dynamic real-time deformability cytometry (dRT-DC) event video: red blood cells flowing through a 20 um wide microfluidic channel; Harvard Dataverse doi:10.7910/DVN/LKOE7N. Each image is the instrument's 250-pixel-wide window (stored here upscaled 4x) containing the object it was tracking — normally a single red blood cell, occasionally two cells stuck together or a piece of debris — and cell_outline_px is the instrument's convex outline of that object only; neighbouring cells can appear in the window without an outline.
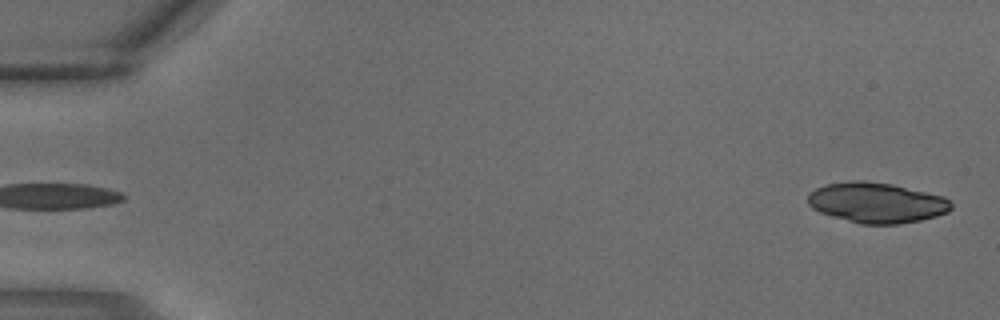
{"species": "common noctule bat (a hibernating species)", "species_latin": "Nyctalus noctula", "temperature_condition": "warm", "stored_images_in_passage": 3, "segment_of_instrument_passage": [2, 2], "camera_frame_rate_fps": 3000, "um_per_image_px": 0.085, "animal": {"sex": "male", "body_mass_g": 18.8}, "frame": {"image": 1, "passage_image": 3, "time_ms": 0.667, "image_size_px": [1000, 320], "cell_outline_px": [[952, 208], [948, 212], [936, 216], [920, 220], [896, 224], [860, 224], [832, 216], [820, 212], [812, 208], [808, 204], [808, 192], [824, 184], [848, 180], [864, 180], [892, 184], [944, 196], [952, 204]], "centroid_in_image_um": [74.48, 17.21], "position_along_channel_um": 10.5, "area_um2": 33.87}}